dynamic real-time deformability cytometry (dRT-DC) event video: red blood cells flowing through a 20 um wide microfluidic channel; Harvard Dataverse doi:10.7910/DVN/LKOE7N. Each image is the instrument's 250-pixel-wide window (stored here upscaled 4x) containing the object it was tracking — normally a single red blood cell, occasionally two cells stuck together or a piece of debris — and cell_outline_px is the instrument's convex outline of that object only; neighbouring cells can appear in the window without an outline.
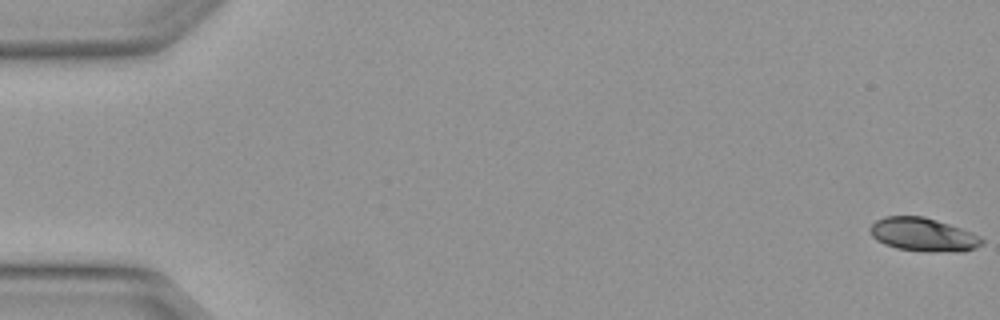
{"species": "Egyptian fruit bat (a non-hibernating species)", "species_latin": "Rousettus aegyptiacus", "temperature_condition": "warm", "stored_images_in_passage": 7, "camera_frame_rate_fps": 3000, "um_per_image_px": 0.085, "animal": {"sex": "female"}, "frame": {"image": 1, "passage_image": 1, "time_ms": 0.0, "image_size_px": [1000, 320], "cell_outline_px": [[984, 244], [976, 248], [964, 252], [924, 252], [896, 248], [884, 244], [876, 240], [872, 236], [868, 228], [876, 220], [884, 216], [924, 216], [972, 232], [980, 236], [984, 240]], "centroid_in_image_um": [78.48, 19.96], "position_along_channel_um": 6.5, "area_um2": 22.14}}